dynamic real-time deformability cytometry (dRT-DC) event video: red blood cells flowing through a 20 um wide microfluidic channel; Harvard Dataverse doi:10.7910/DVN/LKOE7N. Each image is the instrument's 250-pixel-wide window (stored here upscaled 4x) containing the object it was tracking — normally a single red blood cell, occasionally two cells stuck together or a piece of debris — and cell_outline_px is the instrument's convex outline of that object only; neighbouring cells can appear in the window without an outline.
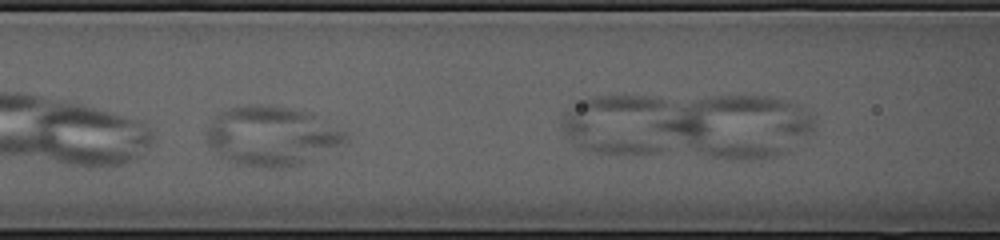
{"species": "common noctule bat (a hibernating species)", "species_latin": "Nyctalus noctula", "temperature_condition": "cold", "stored_images_in_passage": 30, "camera_frame_rate_fps": 3000, "um_per_image_px": 0.085, "animal": {"sex": "female", "body_mass_g": 23.0, "forearm_length_mm": 53.4}, "frame": {"image": 1, "passage_image": 5, "time_ms": 1.333, "image_size_px": [1000, 240], "cell_outline_px": [[348, 144], [300, 164], [280, 168], [268, 168], [236, 164], [220, 156], [208, 144], [208, 128], [212, 120], [220, 112], [228, 108], [256, 104], [264, 104], [288, 108], [304, 112], [348, 132]], "centroid_in_image_um": [23.12, 11.58], "position_along_channel_um": 143.5, "area_um2": 47.86}}